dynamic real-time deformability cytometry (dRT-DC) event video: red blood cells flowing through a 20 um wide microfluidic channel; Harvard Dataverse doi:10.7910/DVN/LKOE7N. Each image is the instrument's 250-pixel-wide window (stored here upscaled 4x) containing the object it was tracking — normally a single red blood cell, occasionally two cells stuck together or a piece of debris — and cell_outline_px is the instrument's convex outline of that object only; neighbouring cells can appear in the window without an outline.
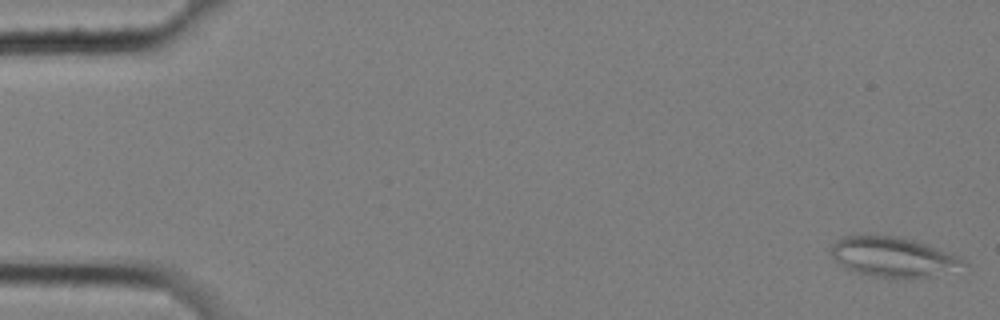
{"species": "common noctule bat (a hibernating species)", "species_latin": "Nyctalus noctula", "temperature_condition": "cold", "stored_images_in_passage": 7, "camera_frame_rate_fps": 3000, "um_per_image_px": 0.085, "animal": {"sex": "female", "body_mass_g": 25.1}, "frame": {"image": 1, "passage_image": 1, "time_ms": 0.0, "image_size_px": [1000, 320], "cell_outline_px": [[968, 264], [932, 276], [876, 276], [856, 272], [844, 268], [828, 252], [832, 244], [836, 240], [844, 236], [896, 236], [912, 240], [960, 256]], "centroid_in_image_um": [75.84, 21.82], "position_along_channel_um": 9.2, "area_um2": 29.82}}